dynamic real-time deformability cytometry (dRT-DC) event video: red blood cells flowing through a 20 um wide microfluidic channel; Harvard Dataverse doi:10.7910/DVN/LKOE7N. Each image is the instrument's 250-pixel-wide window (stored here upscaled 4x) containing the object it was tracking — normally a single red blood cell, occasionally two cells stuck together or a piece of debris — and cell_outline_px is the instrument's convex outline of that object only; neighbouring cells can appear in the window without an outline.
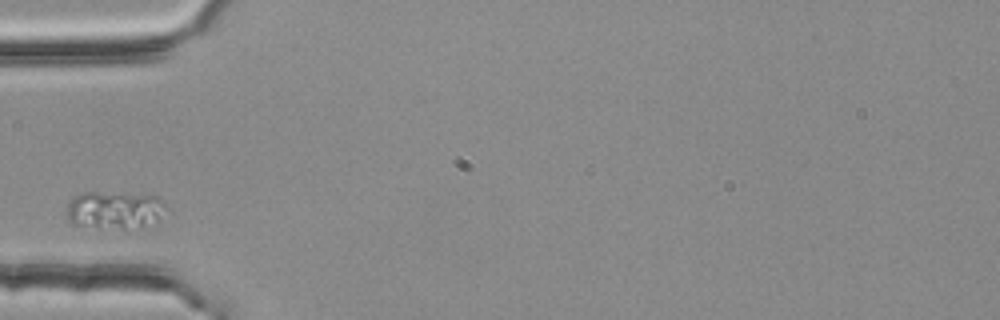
{"species": "common noctule bat (a hibernating species)", "species_latin": "Nyctalus noctula", "temperature_condition": "room temperature", "stored_images_in_passage": 2, "camera_frame_rate_fps": 3000, "um_per_image_px": 0.085, "animal": {"sex": "female", "body_mass_g": 25.1}, "frame": {"image": 1, "passage_image": 1, "time_ms": 0.0, "image_size_px": [1000, 320], "cell_outline_px": [[168, 208], [156, 220], [144, 228], [124, 232], [72, 228], [68, 224], [68, 200], [72, 196], [80, 192], [96, 192], [160, 196], [164, 200]], "centroid_in_image_um": [9.68, 17.95], "position_along_channel_um": 75.3, "area_um2": 23.7}}
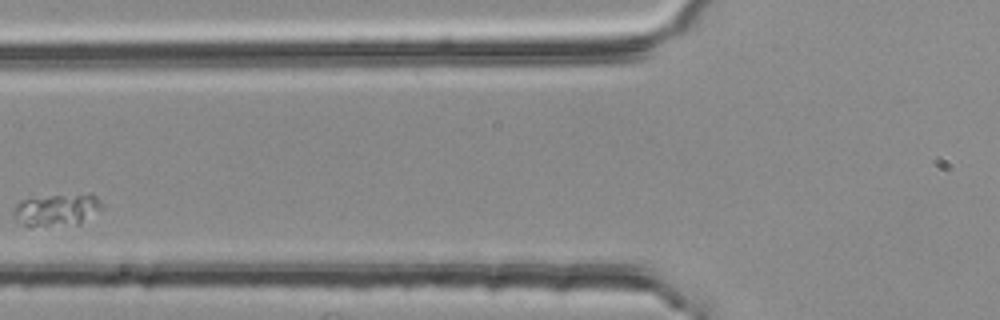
{"frame": {"image": 2, "passage_image": 2, "time_ms": 0.333, "image_size_px": [1000, 320], "cell_outline_px": [[104, 208], [80, 224], [28, 228], [16, 220], [12, 216], [12, 212], [16, 204], [24, 200], [52, 196], [88, 192], [96, 196], [100, 200]], "centroid_in_image_um": [4.86, 17.86], "position_along_channel_um": 120.9, "area_um2": 17.05}}